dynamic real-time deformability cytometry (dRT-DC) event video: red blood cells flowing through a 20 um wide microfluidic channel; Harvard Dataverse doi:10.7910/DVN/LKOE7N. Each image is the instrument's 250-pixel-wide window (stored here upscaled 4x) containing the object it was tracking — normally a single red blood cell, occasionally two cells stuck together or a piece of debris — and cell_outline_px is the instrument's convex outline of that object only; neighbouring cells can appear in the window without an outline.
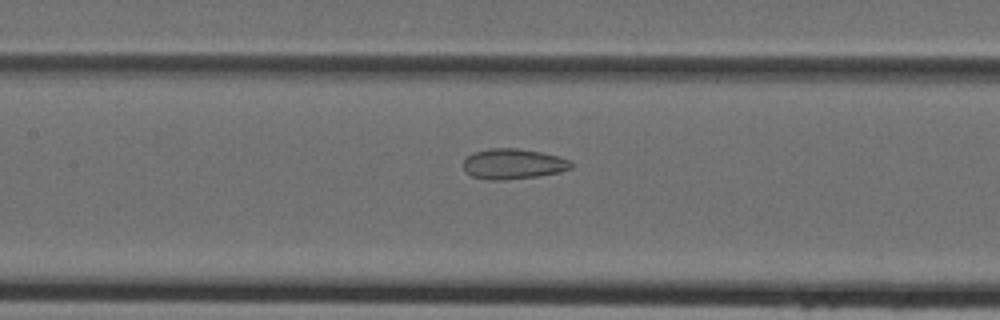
{"species": "Egyptian fruit bat (a non-hibernating species)", "species_latin": "Rousettus aegyptiacus", "temperature_condition": "cold", "stored_images_in_passage": 20, "camera_frame_rate_fps": 3000, "um_per_image_px": 0.085, "animal": {"sex": "female"}, "frame": {"image": 1, "passage_image": 7, "time_ms": 2.0, "image_size_px": [1000, 320], "cell_outline_px": [[572, 168], [560, 172], [536, 176], [504, 180], [488, 180], [472, 176], [464, 172], [464, 160], [472, 152], [492, 148], [516, 148], [540, 152], [560, 156], [572, 160]], "centroid_in_image_um": [43.62, 13.93], "position_along_channel_um": 163.8, "area_um2": 19.19}}
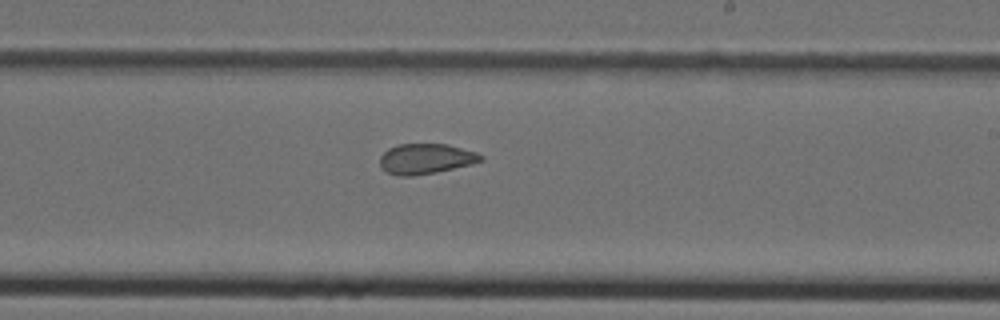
{"frame": {"image": 2, "passage_image": 13, "time_ms": 4.0, "image_size_px": [1000, 320], "cell_outline_px": [[484, 160], [472, 164], [436, 172], [412, 176], [396, 176], [380, 168], [380, 156], [388, 148], [396, 144], [448, 144], [476, 152], [484, 156]], "centroid_in_image_um": [36.18, 13.5], "position_along_channel_um": 252.8, "area_um2": 17.98}}
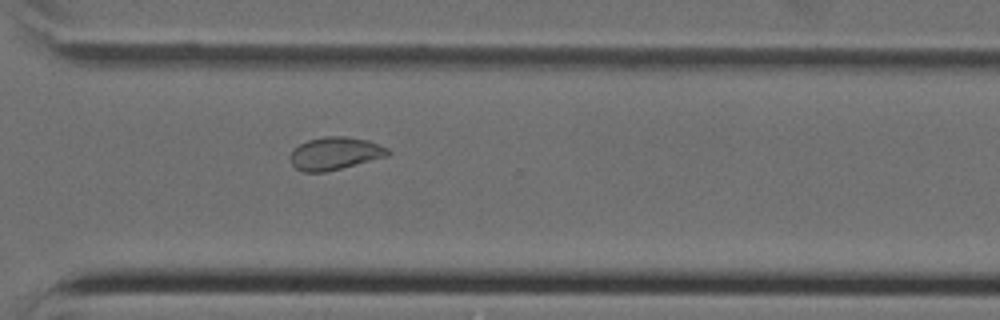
{"frame": {"image": 3, "passage_image": 19, "time_ms": 6.0, "image_size_px": [1000, 320], "cell_outline_px": [[392, 152], [388, 156], [324, 172], [304, 172], [296, 168], [292, 164], [288, 156], [300, 144], [308, 140], [324, 136], [344, 136], [368, 140], [388, 148]], "centroid_in_image_um": [28.48, 13.03], "position_along_channel_um": 342.1, "area_um2": 18.5}}